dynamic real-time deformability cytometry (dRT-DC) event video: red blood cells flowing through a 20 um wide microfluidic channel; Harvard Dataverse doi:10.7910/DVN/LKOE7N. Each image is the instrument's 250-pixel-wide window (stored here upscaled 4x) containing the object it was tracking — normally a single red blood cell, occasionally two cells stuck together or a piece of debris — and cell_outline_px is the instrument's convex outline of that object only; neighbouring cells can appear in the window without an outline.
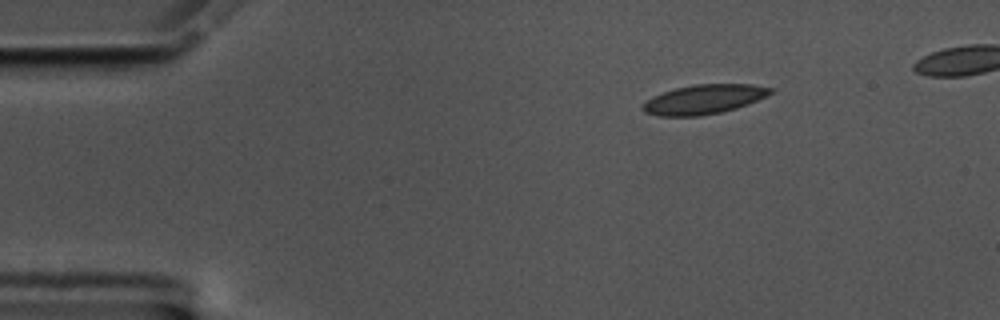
{"species": "common noctule bat (a hibernating species)", "species_latin": "Nyctalus noctula", "temperature_condition": "cold", "stored_images_in_passage": 46, "camera_frame_rate_fps": 3000, "um_per_image_px": 0.085, "animal": {"sex": "male", "body_mass_g": 17.5, "forearm_length_mm": 52.3}, "frame": {"image": 1, "passage_image": 1, "time_ms": 0.0, "image_size_px": [1000, 320], "cell_outline_px": [[776, 92], [768, 96], [748, 104], [736, 108], [720, 112], [700, 116], [656, 116], [644, 112], [640, 108], [652, 96], [676, 88], [696, 84], [752, 84], [776, 88]], "centroid_in_image_um": [59.89, 8.44], "position_along_channel_um": 25.1, "area_um2": 22.08}}
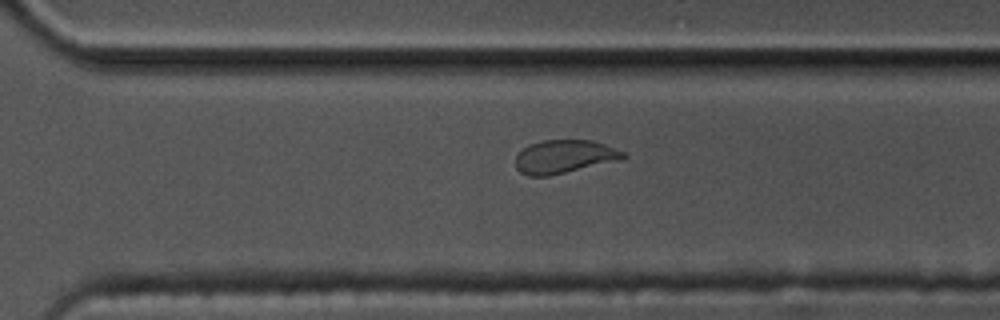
{"frame": {"image": 2, "passage_image": 32, "time_ms": 10.333, "image_size_px": [1000, 320], "cell_outline_px": [[628, 156], [624, 160], [548, 176], [528, 176], [520, 172], [516, 168], [516, 156], [528, 144], [544, 140], [592, 140], [604, 144], [624, 152]], "centroid_in_image_um": [48.0, 13.32], "position_along_channel_um": 322.6, "area_um2": 21.1}}
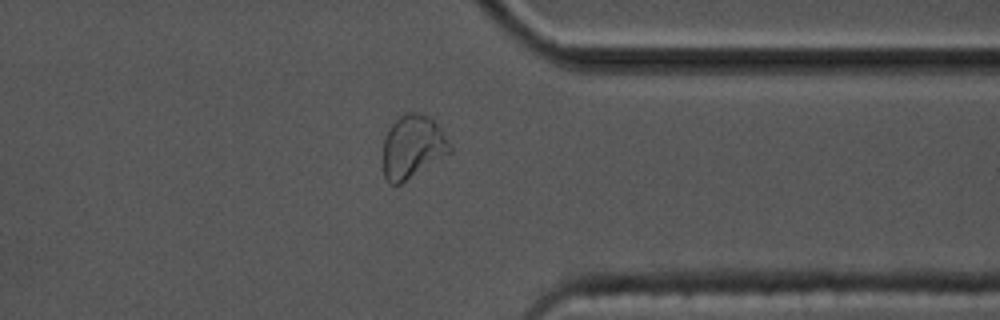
{"frame": {"image": 3, "passage_image": 37, "time_ms": 12.0, "image_size_px": [1000, 320], "cell_outline_px": [[452, 152], [400, 184], [392, 184], [384, 176], [384, 136], [392, 124], [404, 112], [420, 112], [428, 116], [440, 128], [452, 144]], "centroid_in_image_um": [35.1, 12.45], "position_along_channel_um": 376.3, "area_um2": 24.51}, "authors_computed_cell_mechanics": {"area_um2": 21.9062, "velocity_mm_per_s": 3.5144, "shape_relaxation_time_tau1_ms": 6.0096, "shape_relaxation_time_tau2_ms": 1.4015, "deformation_change_tau1": 0.1405, "deformation_change_tau2": 0.0543}}